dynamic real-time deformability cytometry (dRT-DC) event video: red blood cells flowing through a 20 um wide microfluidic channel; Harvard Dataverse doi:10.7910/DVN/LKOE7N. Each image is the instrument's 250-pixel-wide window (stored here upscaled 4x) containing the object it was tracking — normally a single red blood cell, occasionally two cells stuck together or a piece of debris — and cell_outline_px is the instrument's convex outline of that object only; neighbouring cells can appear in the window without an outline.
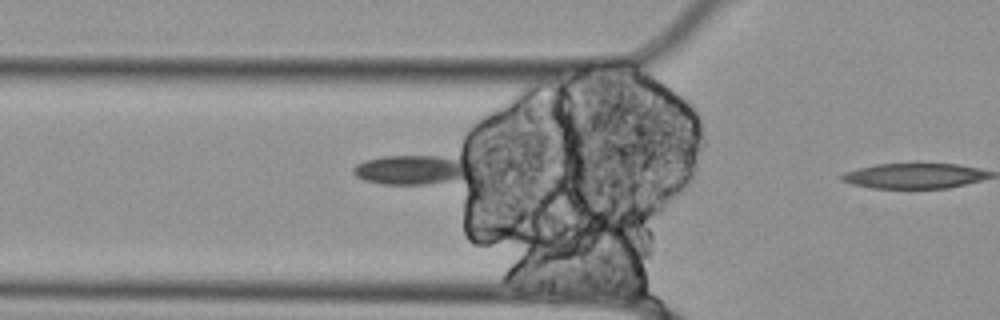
{"species": "Egyptian fruit bat (a non-hibernating species)", "species_latin": "Rousettus aegyptiacus", "temperature_condition": "cold", "stored_images_in_passage": 4, "segment_of_instrument_passage": [2, 2], "camera_frame_rate_fps": 3000, "um_per_image_px": 0.085, "animal": {"sex": "female"}, "frame": {"image": 1, "passage_image": 3, "time_ms": 0.667, "image_size_px": [1000, 320], "cell_outline_px": [[472, 172], [456, 180], [424, 184], [384, 184], [364, 180], [356, 176], [352, 172], [352, 168], [356, 164], [368, 160], [384, 156], [440, 156], [468, 160], [472, 164]], "centroid_in_image_um": [35.04, 14.42], "position_along_channel_um": 90.8, "area_um2": 20.35}}